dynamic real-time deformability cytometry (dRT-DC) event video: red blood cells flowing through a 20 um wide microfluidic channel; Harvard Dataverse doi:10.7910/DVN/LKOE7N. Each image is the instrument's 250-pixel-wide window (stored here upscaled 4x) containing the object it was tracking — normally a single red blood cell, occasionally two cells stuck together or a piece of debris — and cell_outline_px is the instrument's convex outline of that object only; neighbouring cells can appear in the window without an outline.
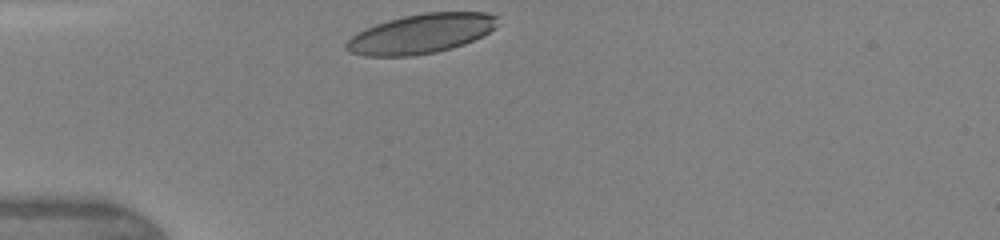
{"species": "human", "species_latin": "Homo sapiens", "temperature_condition": "warm", "stored_images_in_passage": 27, "camera_frame_rate_fps": 3000, "um_per_image_px": 0.085, "donor": {"sex": "female"}, "frame": {"image": 1, "passage_image": 1, "time_ms": 0.0, "image_size_px": [1000, 240], "cell_outline_px": [[500, 16], [496, 24], [488, 32], [464, 44], [452, 48], [436, 52], [412, 56], [364, 56], [348, 52], [344, 48], [344, 44], [356, 32], [376, 24], [388, 20], [404, 16], [424, 12], [488, 12]], "centroid_in_image_um": [35.76, 2.86], "position_along_channel_um": 49.2, "area_um2": 34.91}}
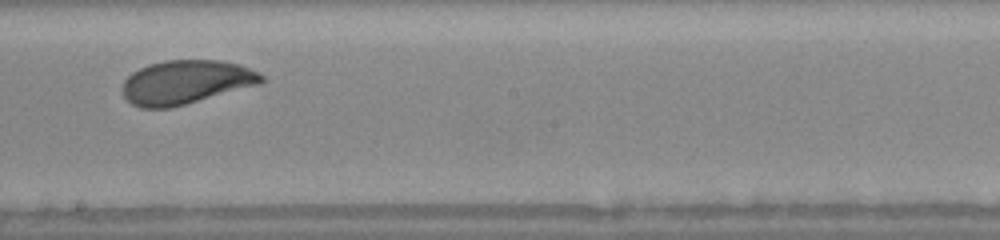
{"frame": {"image": 2, "passage_image": 15, "time_ms": 4.667, "image_size_px": [1000, 240], "cell_outline_px": [[264, 80], [260, 84], [184, 104], [168, 108], [140, 108], [132, 104], [124, 96], [124, 80], [132, 72], [148, 64], [164, 60], [220, 60], [240, 64], [260, 72], [264, 76]], "centroid_in_image_um": [15.82, 6.97], "position_along_channel_um": 232.4, "area_um2": 35.37}}
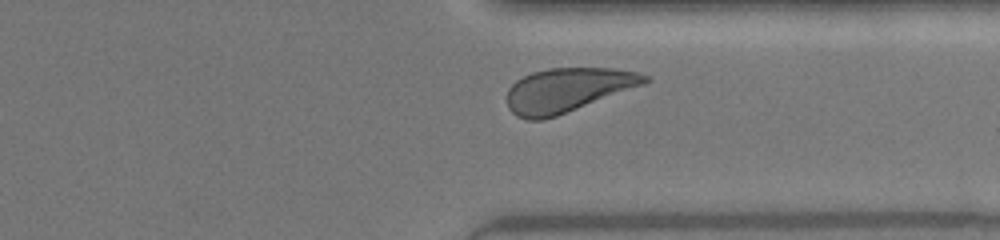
{"frame": {"image": 3, "passage_image": 24, "time_ms": 7.667, "image_size_px": [1000, 240], "cell_outline_px": [[652, 80], [644, 84], [556, 116], [544, 120], [528, 120], [516, 116], [508, 108], [508, 88], [516, 80], [532, 72], [548, 68], [612, 68], [640, 72], [652, 76]], "centroid_in_image_um": [48.25, 7.64], "position_along_channel_um": 363.1, "area_um2": 35.37}, "authors_computed_cell_mechanics": {"area_um2": 35.3736, "velocity_mm_per_s": 4.3486, "shape_relaxation_time_tau1_ms": 2.037, "shape_relaxation_time_tau2_ms": null, "deformation_change_tau1": 0.1225, "deformation_change_tau2": null}}